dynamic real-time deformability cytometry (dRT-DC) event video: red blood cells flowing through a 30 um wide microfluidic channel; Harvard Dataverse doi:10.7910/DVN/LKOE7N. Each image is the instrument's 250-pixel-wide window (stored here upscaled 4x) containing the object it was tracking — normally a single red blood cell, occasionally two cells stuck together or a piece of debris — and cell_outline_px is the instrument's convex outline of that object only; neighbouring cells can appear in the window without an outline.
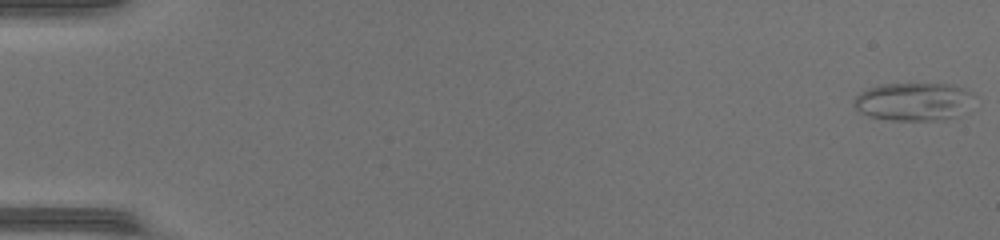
{"species": "common noctule bat (a hibernating species)", "species_latin": "Nyctalus noctula", "temperature_condition": "warm", "stored_images_in_passage": 11, "camera_frame_rate_fps": 3000, "um_per_image_px": 0.085, "animal": {"sex": "female", "body_mass_g": 17.0, "forearm_length_mm": 48.0}, "frame": {"image": 1, "passage_image": 1, "time_ms": 0.0, "image_size_px": [1000, 240], "cell_outline_px": [[968, 92], [960, 112], [956, 116], [932, 120], [892, 120], [868, 116], [860, 112], [856, 108], [856, 96], [860, 92], [868, 88], [880, 84], [952, 84]], "centroid_in_image_um": [77.47, 8.63], "position_along_channel_um": 7.5, "area_um2": 25.32}}